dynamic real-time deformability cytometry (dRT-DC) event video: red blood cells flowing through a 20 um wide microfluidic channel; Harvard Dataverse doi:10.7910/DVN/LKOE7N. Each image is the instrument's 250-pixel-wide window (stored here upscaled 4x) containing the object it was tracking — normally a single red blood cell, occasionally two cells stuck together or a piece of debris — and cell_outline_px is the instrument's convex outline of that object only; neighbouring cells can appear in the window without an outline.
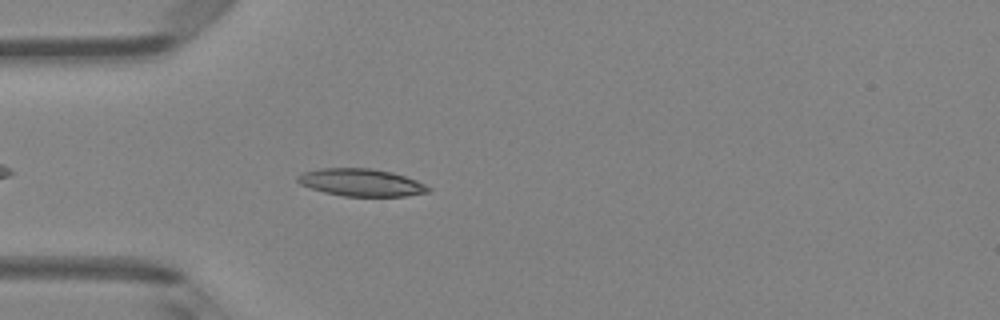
{"species": "Egyptian fruit bat (a non-hibernating species)", "species_latin": "Rousettus aegyptiacus", "temperature_condition": "room temperature", "stored_images_in_passage": 36, "camera_frame_rate_fps": 3000, "um_per_image_px": 0.085, "animal": {"sex": "female"}, "frame": {"image": 1, "passage_image": 6, "time_ms": 1.667, "image_size_px": [1000, 320], "cell_outline_px": [[432, 188], [428, 192], [404, 196], [344, 196], [324, 192], [300, 184], [296, 180], [296, 176], [304, 172], [320, 168], [372, 168], [392, 172], [416, 180]], "centroid_in_image_um": [30.69, 15.5], "position_along_channel_um": 54.3, "area_um2": 20.81}}
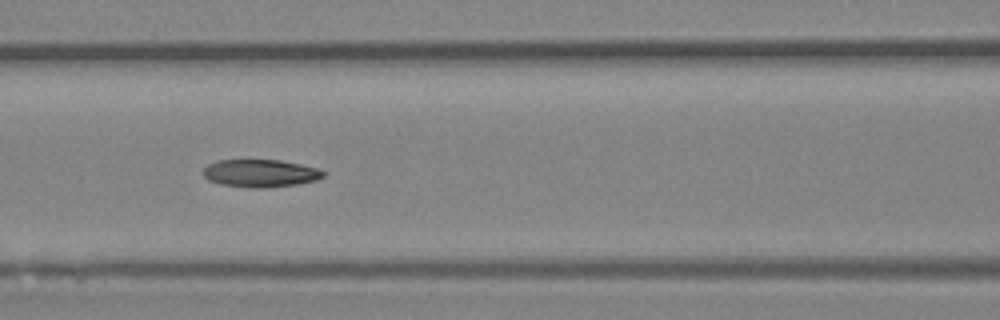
{"frame": {"image": 2, "passage_image": 13, "time_ms": 4.0, "image_size_px": [1000, 320], "cell_outline_px": [[328, 172], [324, 176], [316, 180], [296, 184], [268, 188], [248, 188], [220, 184], [208, 180], [204, 176], [204, 168], [208, 164], [216, 160], [280, 160], [320, 168]], "centroid_in_image_um": [22.16, 14.73], "position_along_channel_um": 144.4, "area_um2": 19.59}}
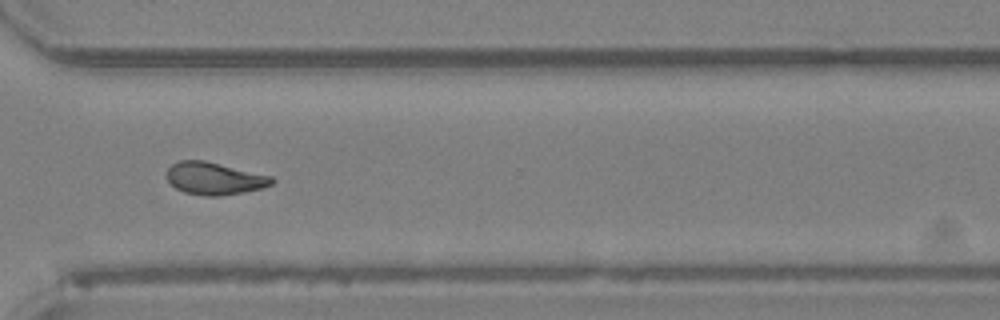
{"frame": {"image": 3, "passage_image": 28, "time_ms": 9.0, "image_size_px": [1000, 320], "cell_outline_px": [[276, 180], [272, 184], [264, 188], [244, 192], [220, 196], [204, 196], [184, 192], [176, 188], [168, 180], [168, 168], [172, 164], [180, 160], [204, 160], [272, 176]], "centroid_in_image_um": [18.26, 15.17], "position_along_channel_um": 352.3, "area_um2": 19.83}, "authors_computed_cell_mechanics": {"area_um2": 19.5942, "velocity_mm_per_s": 4.1691, "shape_relaxation_time_tau1_ms": null, "shape_relaxation_time_tau2_ms": 3.2151, "deformation_change_tau1": null, "deformation_change_tau2": 0.0979}}